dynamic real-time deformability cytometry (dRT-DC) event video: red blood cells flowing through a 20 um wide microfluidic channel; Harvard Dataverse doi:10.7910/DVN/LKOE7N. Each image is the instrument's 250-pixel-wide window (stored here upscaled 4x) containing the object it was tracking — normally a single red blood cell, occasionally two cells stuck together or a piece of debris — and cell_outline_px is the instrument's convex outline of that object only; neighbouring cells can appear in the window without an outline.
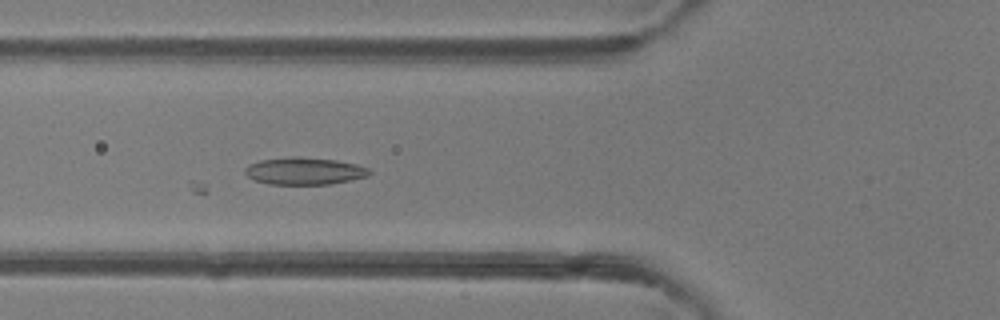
{"species": "common noctule bat (a hibernating species)", "species_latin": "Nyctalus noctula", "temperature_condition": "room temperature", "stored_images_in_passage": 39, "camera_frame_rate_fps": 3000, "um_per_image_px": 0.085, "animal": {"sex": "female"}, "frame": {"image": 1, "passage_image": 8, "time_ms": 2.333, "image_size_px": [1000, 320], "cell_outline_px": [[372, 172], [368, 176], [332, 184], [268, 184], [256, 180], [248, 176], [244, 172], [244, 168], [248, 164], [260, 160], [292, 156], [300, 156], [336, 160], [356, 164], [368, 168]], "centroid_in_image_um": [25.87, 14.53], "position_along_channel_um": 99.9, "area_um2": 19.83}}
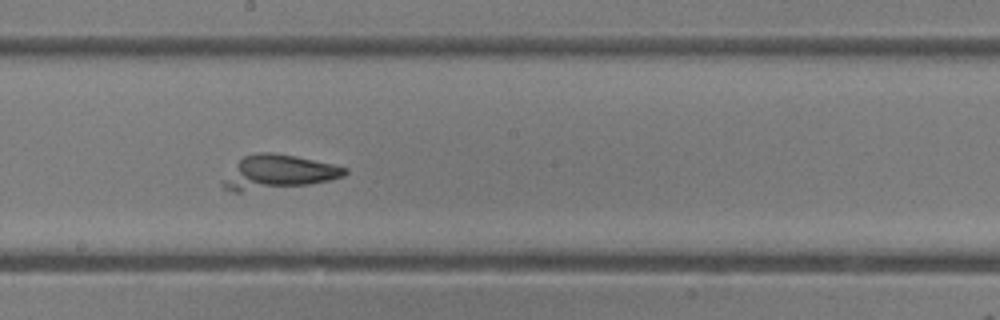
{"frame": {"image": 2, "passage_image": 17, "time_ms": 5.333, "image_size_px": [1000, 320], "cell_outline_px": [[348, 172], [344, 176], [328, 180], [308, 184], [240, 192], [232, 192], [220, 188], [220, 184], [240, 160], [244, 156], [260, 152], [272, 152], [296, 156], [332, 164], [348, 168]], "centroid_in_image_um": [23.63, 14.65], "position_along_channel_um": 224.6, "area_um2": 23.93}}
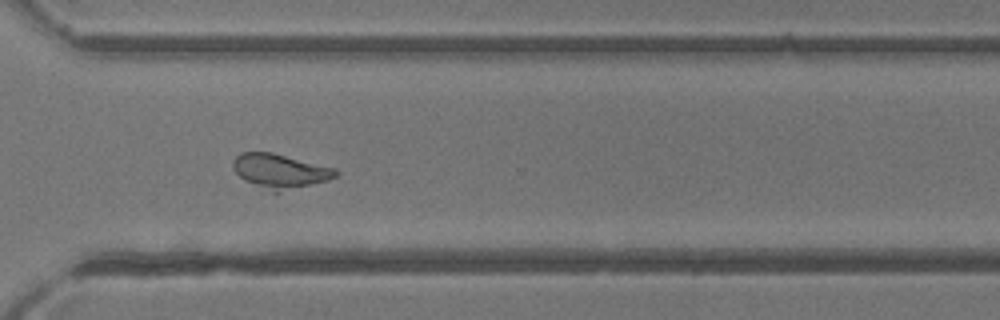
{"frame": {"image": 3, "passage_image": 26, "time_ms": 8.333, "image_size_px": [1000, 320], "cell_outline_px": [[340, 172], [336, 176], [328, 180], [276, 192], [272, 192], [244, 180], [232, 168], [232, 160], [240, 152], [272, 152], [336, 168]], "centroid_in_image_um": [23.79, 14.52], "position_along_channel_um": 346.8, "area_um2": 20.4}}